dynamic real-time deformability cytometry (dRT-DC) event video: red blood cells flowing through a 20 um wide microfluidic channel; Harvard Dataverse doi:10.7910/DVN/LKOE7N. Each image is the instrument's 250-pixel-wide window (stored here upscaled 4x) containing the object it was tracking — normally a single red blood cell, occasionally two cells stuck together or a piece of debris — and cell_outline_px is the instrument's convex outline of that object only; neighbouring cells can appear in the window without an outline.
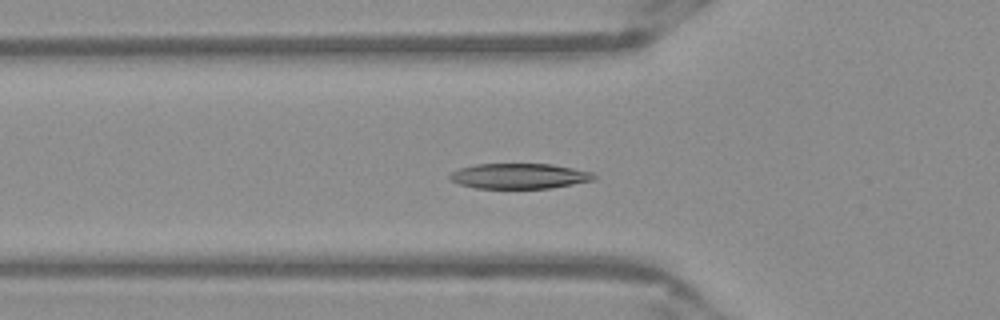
{"species": "Egyptian fruit bat (a non-hibernating species)", "species_latin": "Rousettus aegyptiacus", "temperature_condition": "warm", "stored_images_in_passage": 47, "segment_of_instrument_passage": [1, 2], "camera_frame_rate_fps": 3000, "um_per_image_px": 0.085, "frame": {"image": 1, "passage_image": 17, "time_ms": 5.333, "image_size_px": [1000, 320], "cell_outline_px": [[596, 180], [552, 188], [476, 188], [460, 184], [448, 180], [448, 176], [452, 172], [460, 168], [476, 164], [552, 164], [592, 172], [596, 176]], "centroid_in_image_um": [44.15, 14.97], "position_along_channel_um": 81.7, "area_um2": 21.33}}
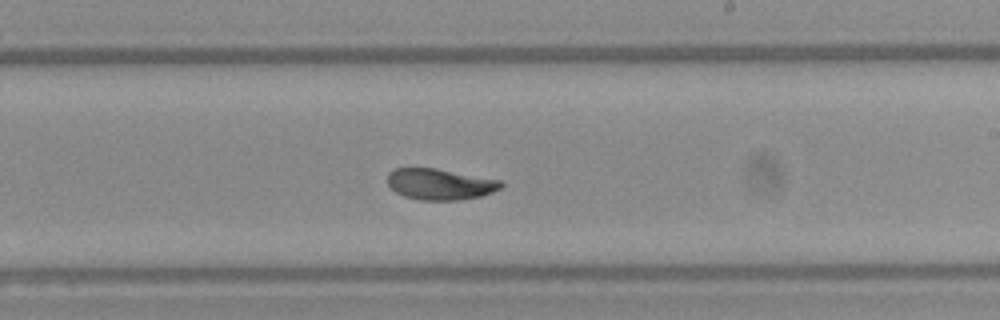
{"frame": {"image": 2, "passage_image": 30, "time_ms": 9.667, "image_size_px": [1000, 320], "cell_outline_px": [[504, 184], [500, 188], [492, 192], [480, 196], [460, 200], [420, 200], [404, 196], [396, 192], [388, 184], [388, 172], [392, 168], [436, 168], [500, 180]], "centroid_in_image_um": [37.38, 15.65], "position_along_channel_um": 251.6, "area_um2": 20.52}}
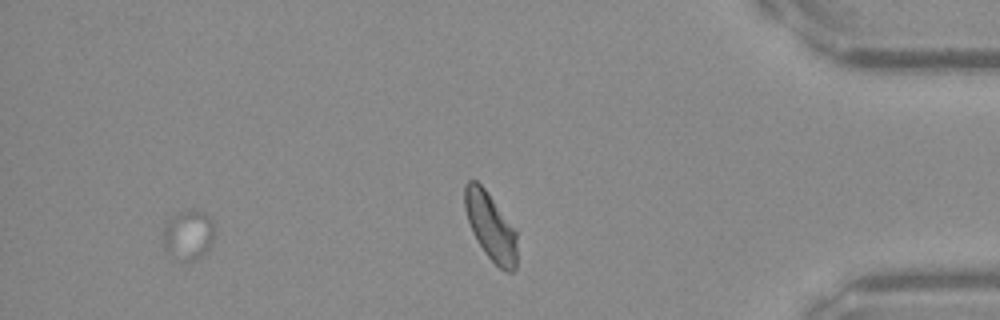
{"frame": {"image": 3, "passage_image": 43, "time_ms": 14.0, "image_size_px": [1000, 320], "cell_outline_px": [[212, 240], [208, 248], [200, 260], [184, 260], [168, 252], [164, 248], [164, 228], [168, 220], [172, 216], [180, 212], [192, 208], [204, 212], [212, 220]], "centroid_in_image_um": [16.01, 19.94], "position_along_channel_um": 419.2, "area_um2": 14.57}}